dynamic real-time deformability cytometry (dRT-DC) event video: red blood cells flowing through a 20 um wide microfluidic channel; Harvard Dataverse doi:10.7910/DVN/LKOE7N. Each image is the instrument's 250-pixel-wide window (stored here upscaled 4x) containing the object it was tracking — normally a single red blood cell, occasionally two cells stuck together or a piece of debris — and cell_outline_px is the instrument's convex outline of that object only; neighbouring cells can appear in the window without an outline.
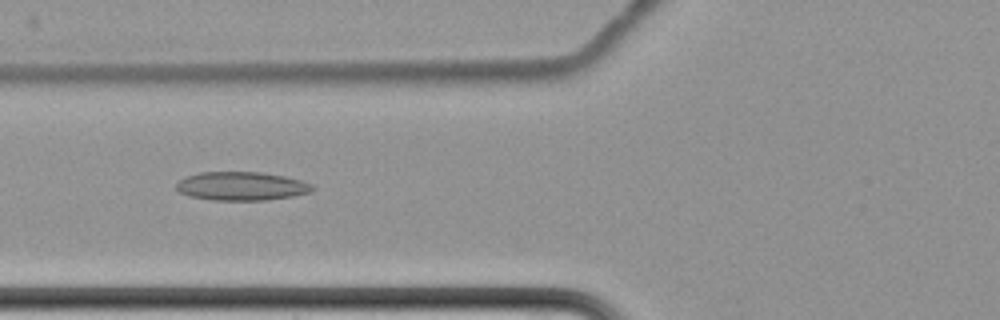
{"species": "common noctule bat (a hibernating species)", "species_latin": "Nyctalus noctula", "temperature_condition": "cold", "stored_images_in_passage": 7, "camera_frame_rate_fps": 3000, "um_per_image_px": 0.085, "animal": {"sex": "female", "body_mass_g": 22.7, "forearm_length_mm": 54.2}, "frame": {"image": 1, "passage_image": 7, "time_ms": 7.333, "image_size_px": [1000, 320], "cell_outline_px": [[316, 188], [312, 192], [292, 196], [268, 200], [212, 200], [188, 196], [180, 192], [176, 188], [176, 184], [184, 176], [200, 172], [260, 172], [284, 176], [300, 180], [312, 184]], "centroid_in_image_um": [20.53, 15.82], "position_along_channel_um": 105.3, "area_um2": 22.83}}